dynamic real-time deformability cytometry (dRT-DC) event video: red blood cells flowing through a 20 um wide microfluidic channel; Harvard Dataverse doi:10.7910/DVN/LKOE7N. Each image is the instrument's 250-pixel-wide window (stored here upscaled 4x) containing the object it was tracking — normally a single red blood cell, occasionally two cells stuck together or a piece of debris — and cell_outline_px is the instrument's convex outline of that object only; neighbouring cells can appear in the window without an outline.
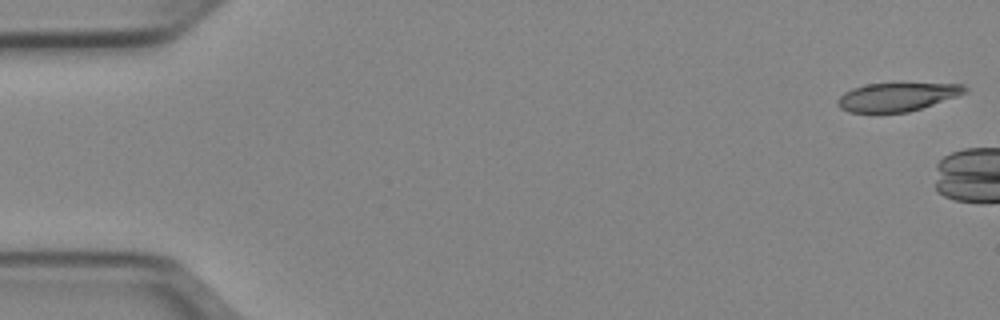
{"species": "Egyptian fruit bat (a non-hibernating species)", "species_latin": "Rousettus aegyptiacus", "temperature_condition": "cold", "stored_images_in_passage": 7, "camera_frame_rate_fps": 3000, "um_per_image_px": 0.085, "animal": {"sex": "female"}, "frame": {"image": 1, "passage_image": 1, "time_ms": 0.0, "image_size_px": [1000, 320], "cell_outline_px": [[968, 92], [908, 112], [848, 112], [840, 108], [836, 104], [836, 100], [844, 92], [852, 88], [868, 84], [964, 84], [968, 88]], "centroid_in_image_um": [76.21, 8.24], "position_along_channel_um": 8.8, "area_um2": 20.75}}